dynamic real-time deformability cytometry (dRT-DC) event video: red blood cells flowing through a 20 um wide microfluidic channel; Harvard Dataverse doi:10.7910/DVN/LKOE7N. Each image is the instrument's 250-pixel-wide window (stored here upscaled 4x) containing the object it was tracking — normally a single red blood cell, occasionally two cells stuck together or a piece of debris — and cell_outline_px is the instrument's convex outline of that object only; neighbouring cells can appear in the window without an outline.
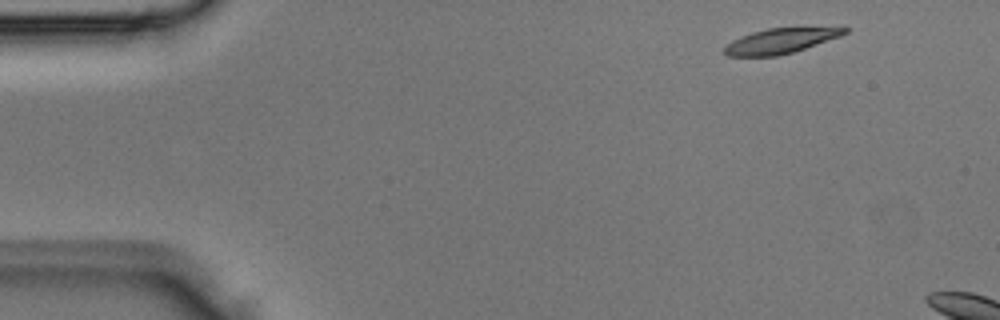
{"species": "Egyptian fruit bat (a non-hibernating species)", "species_latin": "Rousettus aegyptiacus", "temperature_condition": "room temperature", "stored_images_in_passage": 4, "camera_frame_rate_fps": 3000, "um_per_image_px": 0.085, "animal": {"sex": "male"}, "frame": {"image": 1, "passage_image": 4, "time_ms": 1.0, "image_size_px": [1000, 320], "cell_outline_px": [[848, 32], [840, 36], [792, 52], [776, 56], [728, 56], [724, 52], [724, 48], [732, 40], [740, 36], [752, 32], [768, 28], [804, 24], [848, 28]], "centroid_in_image_um": [66.42, 3.4], "position_along_channel_um": 18.6, "area_um2": 18.26}}